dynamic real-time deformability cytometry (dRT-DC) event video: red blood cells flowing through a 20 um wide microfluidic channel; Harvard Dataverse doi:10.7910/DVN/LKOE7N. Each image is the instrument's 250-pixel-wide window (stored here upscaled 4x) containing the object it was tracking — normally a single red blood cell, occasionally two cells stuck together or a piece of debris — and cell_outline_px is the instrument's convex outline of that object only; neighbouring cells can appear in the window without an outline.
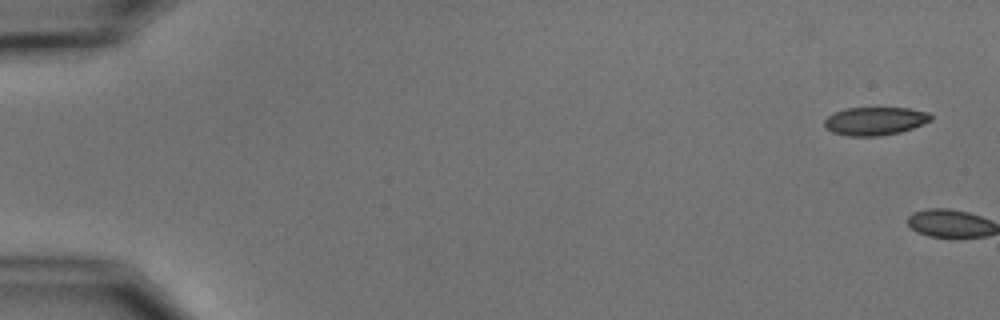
{"species": "common noctule bat (a hibernating species)", "species_latin": "Nyctalus noctula", "temperature_condition": "cold", "stored_images_in_passage": 11, "camera_frame_rate_fps": 3000, "um_per_image_px": 0.085, "animal": {"sex": "male", "body_mass_g": 15.6}, "frame": {"image": 1, "passage_image": 2, "time_ms": 1.333, "image_size_px": [1000, 320], "cell_outline_px": [[932, 120], [912, 128], [900, 132], [880, 136], [848, 136], [832, 132], [824, 124], [824, 120], [828, 116], [836, 112], [848, 108], [908, 108], [928, 112], [932, 116]], "centroid_in_image_um": [74.39, 10.29], "position_along_channel_um": 10.6, "area_um2": 17.34}}
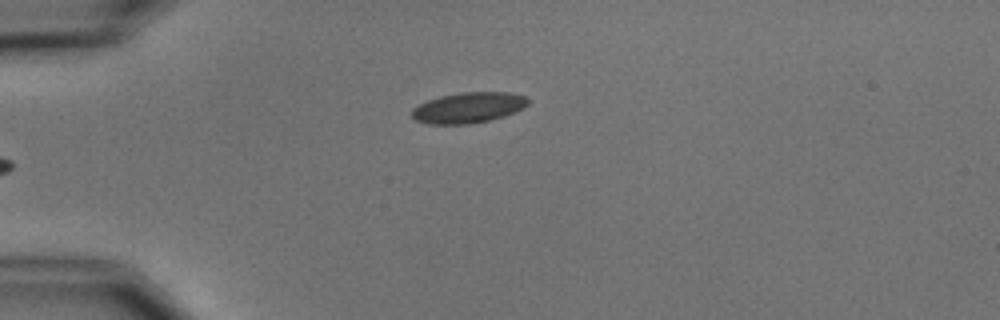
{"frame": {"image": 2, "passage_image": 7, "time_ms": 8.333, "image_size_px": [1000, 320], "cell_outline_px": [[528, 104], [524, 108], [504, 116], [488, 120], [468, 124], [428, 124], [416, 120], [412, 116], [412, 108], [428, 100], [440, 96], [460, 92], [508, 92], [524, 96], [528, 100]], "centroid_in_image_um": [39.8, 9.15], "position_along_channel_um": 45.2, "area_um2": 20.63}}
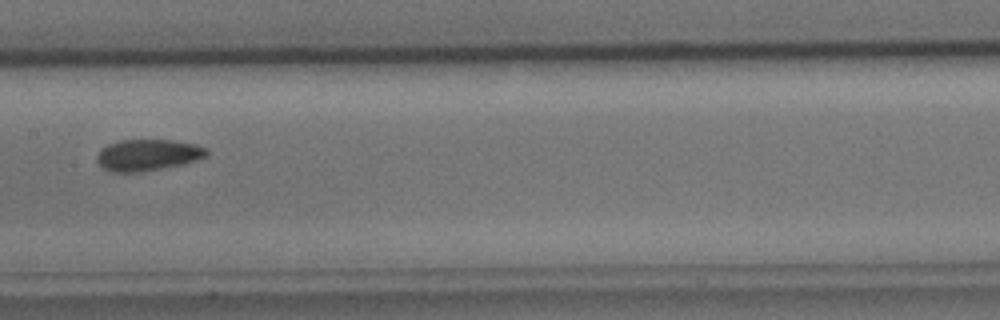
{"frame": {"image": 3, "passage_image": 11, "time_ms": 13.0, "image_size_px": [1000, 320], "cell_outline_px": [[208, 156], [184, 164], [140, 172], [112, 172], [104, 168], [96, 160], [96, 156], [108, 144], [120, 140], [172, 140], [196, 144], [208, 148]], "centroid_in_image_um": [12.61, 13.17], "position_along_channel_um": 194.8, "area_um2": 20.06}}